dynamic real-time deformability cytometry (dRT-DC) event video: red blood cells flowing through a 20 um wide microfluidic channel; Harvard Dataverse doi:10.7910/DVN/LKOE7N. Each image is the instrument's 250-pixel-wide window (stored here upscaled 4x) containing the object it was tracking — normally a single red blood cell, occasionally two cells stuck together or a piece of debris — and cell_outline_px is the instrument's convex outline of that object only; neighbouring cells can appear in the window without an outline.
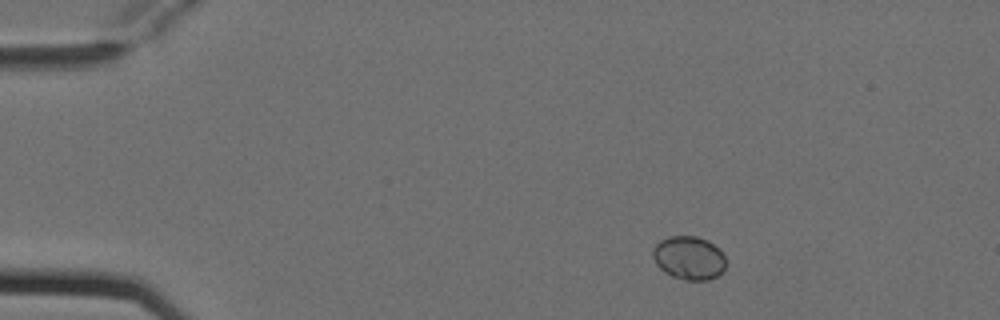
{"species": "Egyptian fruit bat (a non-hibernating species)", "species_latin": "Rousettus aegyptiacus", "temperature_condition": "cold", "stored_images_in_passage": 2, "camera_frame_rate_fps": 3000, "um_per_image_px": 0.085, "animal": {"sex": "female"}, "frame": {"image": 1, "passage_image": 1, "time_ms": 0.0, "image_size_px": [1000, 320], "cell_outline_px": [[724, 272], [708, 280], [684, 280], [672, 276], [664, 272], [656, 264], [652, 256], [652, 248], [660, 240], [668, 236], [696, 236], [708, 240], [720, 248], [724, 256]], "centroid_in_image_um": [58.55, 21.91], "position_along_channel_um": 26.5, "area_um2": 18.73}}